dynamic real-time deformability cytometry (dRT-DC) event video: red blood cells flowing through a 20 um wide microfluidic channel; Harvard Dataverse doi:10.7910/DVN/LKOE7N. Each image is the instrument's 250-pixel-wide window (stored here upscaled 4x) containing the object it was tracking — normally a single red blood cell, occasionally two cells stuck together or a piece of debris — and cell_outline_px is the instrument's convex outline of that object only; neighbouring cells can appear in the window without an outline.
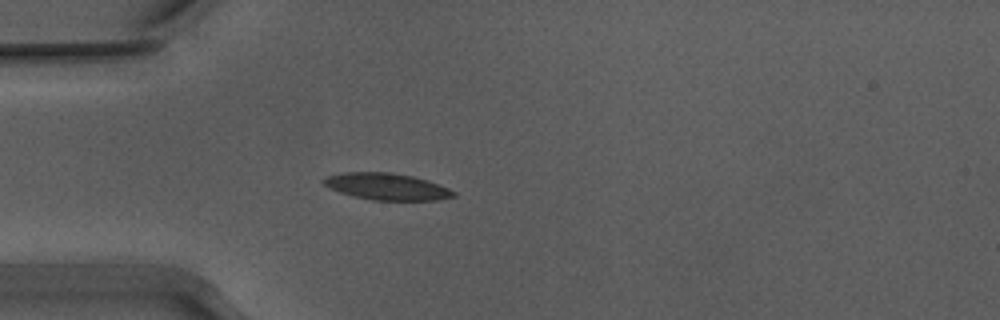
{"species": "Egyptian fruit bat (a non-hibernating species)", "species_latin": "Rousettus aegyptiacus", "temperature_condition": "warm", "stored_images_in_passage": 42, "camera_frame_rate_fps": 3000, "um_per_image_px": 0.085, "animal": {"sex": "male"}, "frame": {"image": 1, "passage_image": 4, "time_ms": 1.0, "image_size_px": [1000, 320], "cell_outline_px": [[456, 196], [436, 200], [372, 200], [340, 192], [324, 184], [320, 180], [328, 176], [344, 172], [388, 172], [412, 176], [448, 188], [456, 192]], "centroid_in_image_um": [32.87, 15.86], "position_along_channel_um": 52.1, "area_um2": 19.83}}
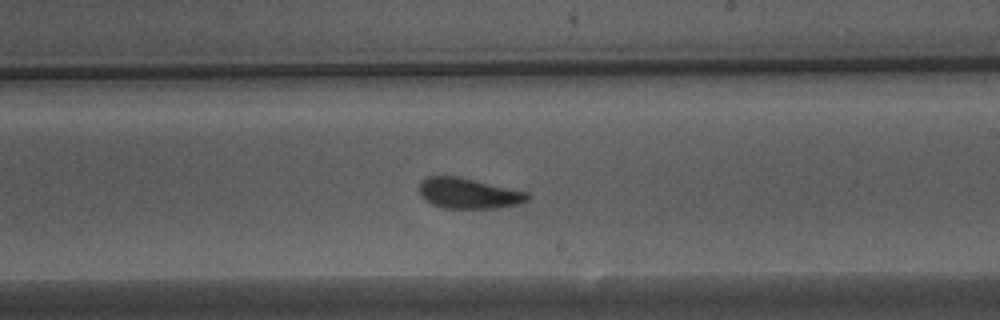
{"frame": {"image": 2, "passage_image": 20, "time_ms": 6.333, "image_size_px": [1000, 320], "cell_outline_px": [[528, 200], [516, 204], [496, 208], [444, 208], [432, 204], [424, 200], [420, 196], [420, 184], [428, 176], [456, 176], [528, 192]], "centroid_in_image_um": [39.79, 16.44], "position_along_channel_um": 249.2, "area_um2": 18.96}}
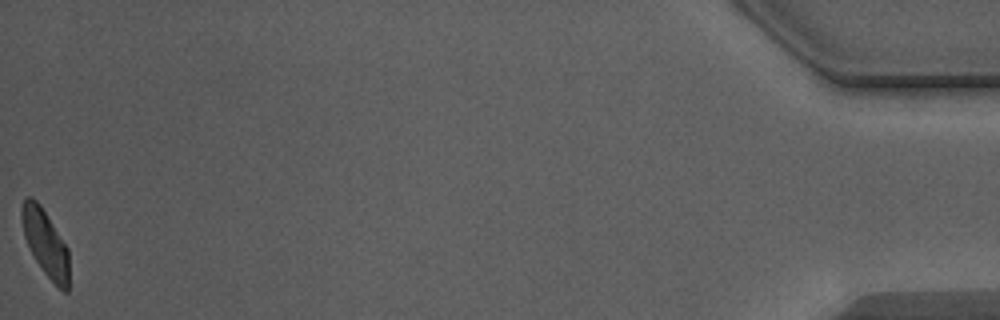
{"frame": {"image": 3, "passage_image": 42, "time_ms": 13.667, "image_size_px": [1000, 320], "cell_outline_px": [[68, 292], [64, 292], [44, 272], [36, 260], [24, 236], [20, 216], [20, 208], [24, 200], [28, 196], [32, 196], [40, 204], [68, 248]], "centroid_in_image_um": [3.84, 20.6], "position_along_channel_um": 431.4, "area_um2": 18.03}, "authors_computed_cell_mechanics": {"area_um2": 19.5942, "velocity_mm_per_s": 3.8929, "shape_relaxation_time_tau1_ms": 4.1816, "shape_relaxation_time_tau2_ms": 0.8259, "deformation_change_tau1": 0.1408, "deformation_change_tau2": 0.0793}}